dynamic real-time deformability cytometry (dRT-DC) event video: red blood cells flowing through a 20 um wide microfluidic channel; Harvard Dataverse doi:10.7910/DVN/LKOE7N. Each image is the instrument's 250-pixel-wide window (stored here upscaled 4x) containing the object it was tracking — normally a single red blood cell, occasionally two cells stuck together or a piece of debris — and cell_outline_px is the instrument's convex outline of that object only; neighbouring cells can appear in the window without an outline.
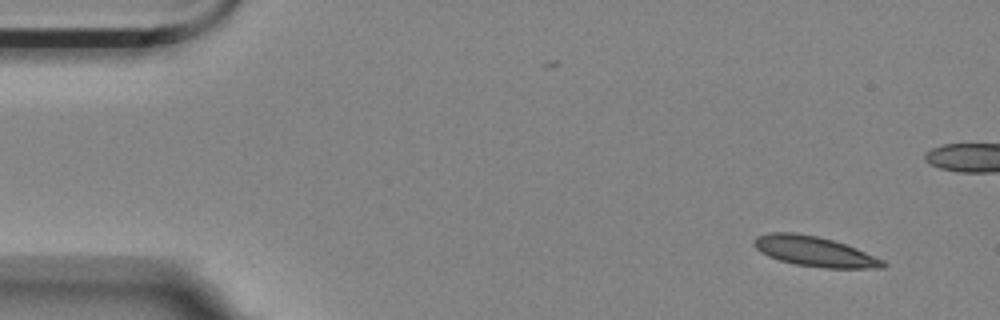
{"species": "Egyptian fruit bat (a non-hibernating species)", "species_latin": "Rousettus aegyptiacus", "temperature_condition": "room temperature", "stored_images_in_passage": 2, "camera_frame_rate_fps": 3000, "um_per_image_px": 0.085, "animal": {"sex": "female"}, "frame": {"image": 1, "passage_image": 2, "time_ms": 0.333, "image_size_px": [1000, 320], "cell_outline_px": [[888, 264], [884, 268], [824, 268], [796, 264], [780, 260], [768, 256], [760, 252], [752, 244], [752, 240], [756, 236], [768, 232], [796, 232], [816, 236], [832, 240], [856, 248], [884, 260]], "centroid_in_image_um": [69.21, 21.36], "position_along_channel_um": 15.8, "area_um2": 22.66}}